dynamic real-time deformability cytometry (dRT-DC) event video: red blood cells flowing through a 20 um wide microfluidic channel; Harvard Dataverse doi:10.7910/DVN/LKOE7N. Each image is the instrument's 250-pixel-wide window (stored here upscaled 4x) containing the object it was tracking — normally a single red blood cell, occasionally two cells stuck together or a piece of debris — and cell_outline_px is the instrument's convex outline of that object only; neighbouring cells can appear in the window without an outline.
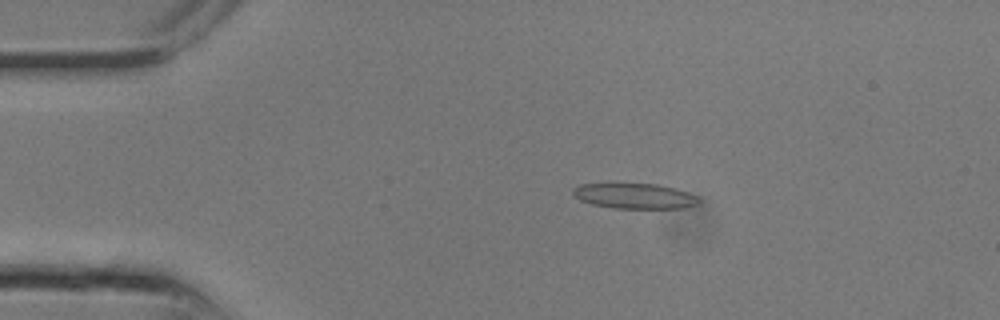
{"species": "common noctule bat (a hibernating species)", "species_latin": "Nyctalus noctula", "temperature_condition": "room temperature", "stored_images_in_passage": 12, "camera_frame_rate_fps": 3000, "um_per_image_px": 0.085, "animal": {"sex": "male", "body_mass_g": 13.3}, "frame": {"image": 1, "passage_image": 5, "time_ms": 1.333, "image_size_px": [1000, 320], "cell_outline_px": [[700, 200], [696, 204], [684, 208], [612, 208], [592, 204], [580, 200], [572, 196], [572, 188], [580, 184], [608, 180], [656, 184], [676, 188], [688, 192], [696, 196]], "centroid_in_image_um": [53.82, 16.6], "position_along_channel_um": 31.2, "area_um2": 19.65}}
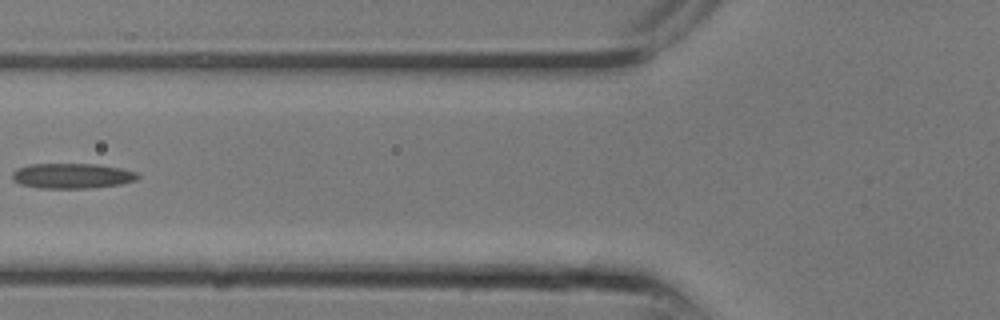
{"frame": {"image": 2, "passage_image": 10, "time_ms": 3.0, "image_size_px": [1000, 320], "cell_outline_px": [[140, 176], [136, 180], [120, 184], [88, 188], [40, 188], [20, 184], [12, 180], [12, 172], [16, 168], [28, 164], [96, 164], [120, 168], [136, 172]], "centroid_in_image_um": [6.08, 14.94], "position_along_channel_um": 119.7, "area_um2": 18.44}}
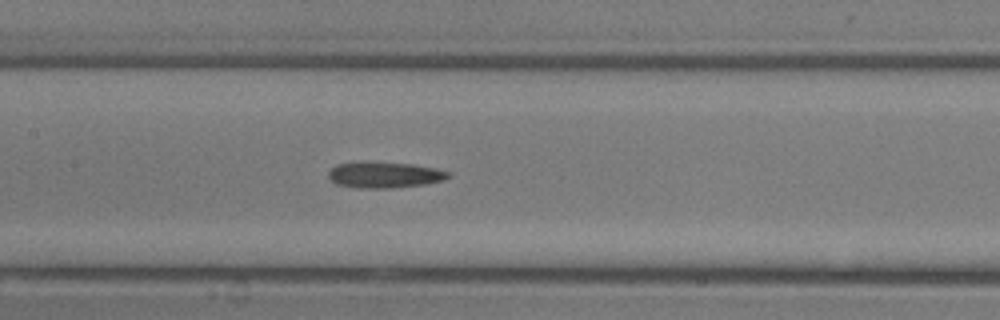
{"frame": {"image": 3, "passage_image": 12, "time_ms": 3.667, "image_size_px": [1000, 320], "cell_outline_px": [[448, 176], [444, 180], [424, 184], [392, 188], [360, 188], [336, 184], [328, 176], [328, 172], [336, 164], [356, 160], [364, 160], [412, 164], [436, 168], [448, 172]], "centroid_in_image_um": [32.61, 14.83], "position_along_channel_um": 174.8, "area_um2": 18.5}}